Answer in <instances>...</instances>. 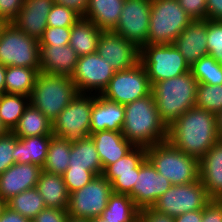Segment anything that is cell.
Wrapping results in <instances>:
<instances>
[{
    "label": "cell",
    "mask_w": 222,
    "mask_h": 222,
    "mask_svg": "<svg viewBox=\"0 0 222 222\" xmlns=\"http://www.w3.org/2000/svg\"><path fill=\"white\" fill-rule=\"evenodd\" d=\"M167 140L183 153L200 160L219 141L216 114L191 108L168 127Z\"/></svg>",
    "instance_id": "obj_1"
},
{
    "label": "cell",
    "mask_w": 222,
    "mask_h": 222,
    "mask_svg": "<svg viewBox=\"0 0 222 222\" xmlns=\"http://www.w3.org/2000/svg\"><path fill=\"white\" fill-rule=\"evenodd\" d=\"M122 135L134 146L149 148L167 140L168 127L160 118L152 92L124 105Z\"/></svg>",
    "instance_id": "obj_2"
},
{
    "label": "cell",
    "mask_w": 222,
    "mask_h": 222,
    "mask_svg": "<svg viewBox=\"0 0 222 222\" xmlns=\"http://www.w3.org/2000/svg\"><path fill=\"white\" fill-rule=\"evenodd\" d=\"M198 82L191 72L152 85L160 118L169 127L176 119L195 107Z\"/></svg>",
    "instance_id": "obj_3"
},
{
    "label": "cell",
    "mask_w": 222,
    "mask_h": 222,
    "mask_svg": "<svg viewBox=\"0 0 222 222\" xmlns=\"http://www.w3.org/2000/svg\"><path fill=\"white\" fill-rule=\"evenodd\" d=\"M146 159L172 185L199 180V159L183 153L168 140L146 148Z\"/></svg>",
    "instance_id": "obj_4"
},
{
    "label": "cell",
    "mask_w": 222,
    "mask_h": 222,
    "mask_svg": "<svg viewBox=\"0 0 222 222\" xmlns=\"http://www.w3.org/2000/svg\"><path fill=\"white\" fill-rule=\"evenodd\" d=\"M78 93L71 77L39 72L30 95V104L53 121Z\"/></svg>",
    "instance_id": "obj_5"
},
{
    "label": "cell",
    "mask_w": 222,
    "mask_h": 222,
    "mask_svg": "<svg viewBox=\"0 0 222 222\" xmlns=\"http://www.w3.org/2000/svg\"><path fill=\"white\" fill-rule=\"evenodd\" d=\"M192 21L178 0H152L148 44H173Z\"/></svg>",
    "instance_id": "obj_6"
},
{
    "label": "cell",
    "mask_w": 222,
    "mask_h": 222,
    "mask_svg": "<svg viewBox=\"0 0 222 222\" xmlns=\"http://www.w3.org/2000/svg\"><path fill=\"white\" fill-rule=\"evenodd\" d=\"M0 64L35 68L40 72L38 40L18 30L12 23H5L0 29Z\"/></svg>",
    "instance_id": "obj_7"
},
{
    "label": "cell",
    "mask_w": 222,
    "mask_h": 222,
    "mask_svg": "<svg viewBox=\"0 0 222 222\" xmlns=\"http://www.w3.org/2000/svg\"><path fill=\"white\" fill-rule=\"evenodd\" d=\"M140 62L147 72L151 86L190 71V66L174 44L144 45L140 49Z\"/></svg>",
    "instance_id": "obj_8"
},
{
    "label": "cell",
    "mask_w": 222,
    "mask_h": 222,
    "mask_svg": "<svg viewBox=\"0 0 222 222\" xmlns=\"http://www.w3.org/2000/svg\"><path fill=\"white\" fill-rule=\"evenodd\" d=\"M95 94L78 93L52 121L54 136L70 143L90 136V122Z\"/></svg>",
    "instance_id": "obj_9"
},
{
    "label": "cell",
    "mask_w": 222,
    "mask_h": 222,
    "mask_svg": "<svg viewBox=\"0 0 222 222\" xmlns=\"http://www.w3.org/2000/svg\"><path fill=\"white\" fill-rule=\"evenodd\" d=\"M211 199L200 179L193 183L172 185L152 205L155 211L176 217L195 210H202Z\"/></svg>",
    "instance_id": "obj_10"
},
{
    "label": "cell",
    "mask_w": 222,
    "mask_h": 222,
    "mask_svg": "<svg viewBox=\"0 0 222 222\" xmlns=\"http://www.w3.org/2000/svg\"><path fill=\"white\" fill-rule=\"evenodd\" d=\"M112 193L111 183L97 175L83 188L70 193L67 212L71 217L88 220L101 216Z\"/></svg>",
    "instance_id": "obj_11"
},
{
    "label": "cell",
    "mask_w": 222,
    "mask_h": 222,
    "mask_svg": "<svg viewBox=\"0 0 222 222\" xmlns=\"http://www.w3.org/2000/svg\"><path fill=\"white\" fill-rule=\"evenodd\" d=\"M147 72L139 62L130 69L116 71L102 96L119 104H128L151 93Z\"/></svg>",
    "instance_id": "obj_12"
},
{
    "label": "cell",
    "mask_w": 222,
    "mask_h": 222,
    "mask_svg": "<svg viewBox=\"0 0 222 222\" xmlns=\"http://www.w3.org/2000/svg\"><path fill=\"white\" fill-rule=\"evenodd\" d=\"M116 71L97 52L78 58L72 80L79 93L102 94Z\"/></svg>",
    "instance_id": "obj_13"
},
{
    "label": "cell",
    "mask_w": 222,
    "mask_h": 222,
    "mask_svg": "<svg viewBox=\"0 0 222 222\" xmlns=\"http://www.w3.org/2000/svg\"><path fill=\"white\" fill-rule=\"evenodd\" d=\"M152 0H125L118 24L113 32L139 49L148 44Z\"/></svg>",
    "instance_id": "obj_14"
},
{
    "label": "cell",
    "mask_w": 222,
    "mask_h": 222,
    "mask_svg": "<svg viewBox=\"0 0 222 222\" xmlns=\"http://www.w3.org/2000/svg\"><path fill=\"white\" fill-rule=\"evenodd\" d=\"M96 52L115 71L130 69L140 62V49L113 31H102Z\"/></svg>",
    "instance_id": "obj_15"
},
{
    "label": "cell",
    "mask_w": 222,
    "mask_h": 222,
    "mask_svg": "<svg viewBox=\"0 0 222 222\" xmlns=\"http://www.w3.org/2000/svg\"><path fill=\"white\" fill-rule=\"evenodd\" d=\"M146 158V148L134 147L117 162L108 165L103 176L111 183L114 193L129 195L139 175V164Z\"/></svg>",
    "instance_id": "obj_16"
},
{
    "label": "cell",
    "mask_w": 222,
    "mask_h": 222,
    "mask_svg": "<svg viewBox=\"0 0 222 222\" xmlns=\"http://www.w3.org/2000/svg\"><path fill=\"white\" fill-rule=\"evenodd\" d=\"M171 186L170 181L157 173L154 166L145 158L139 164V175L129 196L139 209L152 207Z\"/></svg>",
    "instance_id": "obj_17"
},
{
    "label": "cell",
    "mask_w": 222,
    "mask_h": 222,
    "mask_svg": "<svg viewBox=\"0 0 222 222\" xmlns=\"http://www.w3.org/2000/svg\"><path fill=\"white\" fill-rule=\"evenodd\" d=\"M42 168L36 164L14 163L0 174V197L5 201L36 187Z\"/></svg>",
    "instance_id": "obj_18"
},
{
    "label": "cell",
    "mask_w": 222,
    "mask_h": 222,
    "mask_svg": "<svg viewBox=\"0 0 222 222\" xmlns=\"http://www.w3.org/2000/svg\"><path fill=\"white\" fill-rule=\"evenodd\" d=\"M53 0H24L17 17L11 22L18 30L39 41L47 28V16Z\"/></svg>",
    "instance_id": "obj_19"
},
{
    "label": "cell",
    "mask_w": 222,
    "mask_h": 222,
    "mask_svg": "<svg viewBox=\"0 0 222 222\" xmlns=\"http://www.w3.org/2000/svg\"><path fill=\"white\" fill-rule=\"evenodd\" d=\"M174 46L191 67L203 56L208 55L207 19L193 20L175 39Z\"/></svg>",
    "instance_id": "obj_20"
},
{
    "label": "cell",
    "mask_w": 222,
    "mask_h": 222,
    "mask_svg": "<svg viewBox=\"0 0 222 222\" xmlns=\"http://www.w3.org/2000/svg\"><path fill=\"white\" fill-rule=\"evenodd\" d=\"M40 47V72L72 77L79 56L70 45Z\"/></svg>",
    "instance_id": "obj_21"
},
{
    "label": "cell",
    "mask_w": 222,
    "mask_h": 222,
    "mask_svg": "<svg viewBox=\"0 0 222 222\" xmlns=\"http://www.w3.org/2000/svg\"><path fill=\"white\" fill-rule=\"evenodd\" d=\"M199 179L211 200H222V141L199 160Z\"/></svg>",
    "instance_id": "obj_22"
},
{
    "label": "cell",
    "mask_w": 222,
    "mask_h": 222,
    "mask_svg": "<svg viewBox=\"0 0 222 222\" xmlns=\"http://www.w3.org/2000/svg\"><path fill=\"white\" fill-rule=\"evenodd\" d=\"M124 115L123 104L108 100L101 94L95 95L91 112L90 134L105 130L121 132Z\"/></svg>",
    "instance_id": "obj_23"
},
{
    "label": "cell",
    "mask_w": 222,
    "mask_h": 222,
    "mask_svg": "<svg viewBox=\"0 0 222 222\" xmlns=\"http://www.w3.org/2000/svg\"><path fill=\"white\" fill-rule=\"evenodd\" d=\"M102 163L103 170L127 155L134 146L117 131H99L90 134Z\"/></svg>",
    "instance_id": "obj_24"
},
{
    "label": "cell",
    "mask_w": 222,
    "mask_h": 222,
    "mask_svg": "<svg viewBox=\"0 0 222 222\" xmlns=\"http://www.w3.org/2000/svg\"><path fill=\"white\" fill-rule=\"evenodd\" d=\"M125 0H89L83 18L102 31H113L119 22Z\"/></svg>",
    "instance_id": "obj_25"
},
{
    "label": "cell",
    "mask_w": 222,
    "mask_h": 222,
    "mask_svg": "<svg viewBox=\"0 0 222 222\" xmlns=\"http://www.w3.org/2000/svg\"><path fill=\"white\" fill-rule=\"evenodd\" d=\"M36 188L46 207L67 209L70 194L62 175L51 174L42 170Z\"/></svg>",
    "instance_id": "obj_26"
},
{
    "label": "cell",
    "mask_w": 222,
    "mask_h": 222,
    "mask_svg": "<svg viewBox=\"0 0 222 222\" xmlns=\"http://www.w3.org/2000/svg\"><path fill=\"white\" fill-rule=\"evenodd\" d=\"M53 135L18 138L13 152V160L17 164H36L44 166L50 140Z\"/></svg>",
    "instance_id": "obj_27"
},
{
    "label": "cell",
    "mask_w": 222,
    "mask_h": 222,
    "mask_svg": "<svg viewBox=\"0 0 222 222\" xmlns=\"http://www.w3.org/2000/svg\"><path fill=\"white\" fill-rule=\"evenodd\" d=\"M102 33L92 21L81 17L72 27L69 45L77 55L95 53L99 37Z\"/></svg>",
    "instance_id": "obj_28"
},
{
    "label": "cell",
    "mask_w": 222,
    "mask_h": 222,
    "mask_svg": "<svg viewBox=\"0 0 222 222\" xmlns=\"http://www.w3.org/2000/svg\"><path fill=\"white\" fill-rule=\"evenodd\" d=\"M87 169L96 176L103 174V167L91 136L72 143L69 167Z\"/></svg>",
    "instance_id": "obj_29"
},
{
    "label": "cell",
    "mask_w": 222,
    "mask_h": 222,
    "mask_svg": "<svg viewBox=\"0 0 222 222\" xmlns=\"http://www.w3.org/2000/svg\"><path fill=\"white\" fill-rule=\"evenodd\" d=\"M12 133L18 138L53 135L52 121L29 104Z\"/></svg>",
    "instance_id": "obj_30"
},
{
    "label": "cell",
    "mask_w": 222,
    "mask_h": 222,
    "mask_svg": "<svg viewBox=\"0 0 222 222\" xmlns=\"http://www.w3.org/2000/svg\"><path fill=\"white\" fill-rule=\"evenodd\" d=\"M139 208L129 195L112 193L101 214L108 222H138Z\"/></svg>",
    "instance_id": "obj_31"
},
{
    "label": "cell",
    "mask_w": 222,
    "mask_h": 222,
    "mask_svg": "<svg viewBox=\"0 0 222 222\" xmlns=\"http://www.w3.org/2000/svg\"><path fill=\"white\" fill-rule=\"evenodd\" d=\"M38 73L35 68L6 67L4 93L30 97Z\"/></svg>",
    "instance_id": "obj_32"
},
{
    "label": "cell",
    "mask_w": 222,
    "mask_h": 222,
    "mask_svg": "<svg viewBox=\"0 0 222 222\" xmlns=\"http://www.w3.org/2000/svg\"><path fill=\"white\" fill-rule=\"evenodd\" d=\"M71 148L72 143L53 135L42 170L51 174L62 175L69 167Z\"/></svg>",
    "instance_id": "obj_33"
},
{
    "label": "cell",
    "mask_w": 222,
    "mask_h": 222,
    "mask_svg": "<svg viewBox=\"0 0 222 222\" xmlns=\"http://www.w3.org/2000/svg\"><path fill=\"white\" fill-rule=\"evenodd\" d=\"M30 104V97L24 95H0V120L8 132H12Z\"/></svg>",
    "instance_id": "obj_34"
},
{
    "label": "cell",
    "mask_w": 222,
    "mask_h": 222,
    "mask_svg": "<svg viewBox=\"0 0 222 222\" xmlns=\"http://www.w3.org/2000/svg\"><path fill=\"white\" fill-rule=\"evenodd\" d=\"M7 207L29 220H33L39 212L46 208L44 200L36 187L11 197L7 200Z\"/></svg>",
    "instance_id": "obj_35"
},
{
    "label": "cell",
    "mask_w": 222,
    "mask_h": 222,
    "mask_svg": "<svg viewBox=\"0 0 222 222\" xmlns=\"http://www.w3.org/2000/svg\"><path fill=\"white\" fill-rule=\"evenodd\" d=\"M190 72L198 83L222 84V65L210 55L203 56L194 63Z\"/></svg>",
    "instance_id": "obj_36"
},
{
    "label": "cell",
    "mask_w": 222,
    "mask_h": 222,
    "mask_svg": "<svg viewBox=\"0 0 222 222\" xmlns=\"http://www.w3.org/2000/svg\"><path fill=\"white\" fill-rule=\"evenodd\" d=\"M195 107L216 115L222 111V84H203L197 86Z\"/></svg>",
    "instance_id": "obj_37"
},
{
    "label": "cell",
    "mask_w": 222,
    "mask_h": 222,
    "mask_svg": "<svg viewBox=\"0 0 222 222\" xmlns=\"http://www.w3.org/2000/svg\"><path fill=\"white\" fill-rule=\"evenodd\" d=\"M208 55L222 65V20L207 19Z\"/></svg>",
    "instance_id": "obj_38"
},
{
    "label": "cell",
    "mask_w": 222,
    "mask_h": 222,
    "mask_svg": "<svg viewBox=\"0 0 222 222\" xmlns=\"http://www.w3.org/2000/svg\"><path fill=\"white\" fill-rule=\"evenodd\" d=\"M81 17L64 5L53 4L47 16L49 27H72Z\"/></svg>",
    "instance_id": "obj_39"
},
{
    "label": "cell",
    "mask_w": 222,
    "mask_h": 222,
    "mask_svg": "<svg viewBox=\"0 0 222 222\" xmlns=\"http://www.w3.org/2000/svg\"><path fill=\"white\" fill-rule=\"evenodd\" d=\"M62 177L70 194L83 188L86 184L93 180L96 175L87 169L67 168V170L62 174Z\"/></svg>",
    "instance_id": "obj_40"
},
{
    "label": "cell",
    "mask_w": 222,
    "mask_h": 222,
    "mask_svg": "<svg viewBox=\"0 0 222 222\" xmlns=\"http://www.w3.org/2000/svg\"><path fill=\"white\" fill-rule=\"evenodd\" d=\"M71 27H49L44 30L39 39V45L63 46L69 45Z\"/></svg>",
    "instance_id": "obj_41"
},
{
    "label": "cell",
    "mask_w": 222,
    "mask_h": 222,
    "mask_svg": "<svg viewBox=\"0 0 222 222\" xmlns=\"http://www.w3.org/2000/svg\"><path fill=\"white\" fill-rule=\"evenodd\" d=\"M17 144V137L12 132L0 136V174L12 166L13 152Z\"/></svg>",
    "instance_id": "obj_42"
},
{
    "label": "cell",
    "mask_w": 222,
    "mask_h": 222,
    "mask_svg": "<svg viewBox=\"0 0 222 222\" xmlns=\"http://www.w3.org/2000/svg\"><path fill=\"white\" fill-rule=\"evenodd\" d=\"M193 20L207 19V0H178Z\"/></svg>",
    "instance_id": "obj_43"
},
{
    "label": "cell",
    "mask_w": 222,
    "mask_h": 222,
    "mask_svg": "<svg viewBox=\"0 0 222 222\" xmlns=\"http://www.w3.org/2000/svg\"><path fill=\"white\" fill-rule=\"evenodd\" d=\"M24 0H0V19L11 23L20 12Z\"/></svg>",
    "instance_id": "obj_44"
},
{
    "label": "cell",
    "mask_w": 222,
    "mask_h": 222,
    "mask_svg": "<svg viewBox=\"0 0 222 222\" xmlns=\"http://www.w3.org/2000/svg\"><path fill=\"white\" fill-rule=\"evenodd\" d=\"M69 214L67 209L44 208L33 219L34 222H67Z\"/></svg>",
    "instance_id": "obj_45"
},
{
    "label": "cell",
    "mask_w": 222,
    "mask_h": 222,
    "mask_svg": "<svg viewBox=\"0 0 222 222\" xmlns=\"http://www.w3.org/2000/svg\"><path fill=\"white\" fill-rule=\"evenodd\" d=\"M202 222H222V200H211L203 208Z\"/></svg>",
    "instance_id": "obj_46"
},
{
    "label": "cell",
    "mask_w": 222,
    "mask_h": 222,
    "mask_svg": "<svg viewBox=\"0 0 222 222\" xmlns=\"http://www.w3.org/2000/svg\"><path fill=\"white\" fill-rule=\"evenodd\" d=\"M138 222H175L174 217L159 213L151 207L139 209Z\"/></svg>",
    "instance_id": "obj_47"
},
{
    "label": "cell",
    "mask_w": 222,
    "mask_h": 222,
    "mask_svg": "<svg viewBox=\"0 0 222 222\" xmlns=\"http://www.w3.org/2000/svg\"><path fill=\"white\" fill-rule=\"evenodd\" d=\"M55 4L64 5L83 17L88 9L89 0H53Z\"/></svg>",
    "instance_id": "obj_48"
},
{
    "label": "cell",
    "mask_w": 222,
    "mask_h": 222,
    "mask_svg": "<svg viewBox=\"0 0 222 222\" xmlns=\"http://www.w3.org/2000/svg\"><path fill=\"white\" fill-rule=\"evenodd\" d=\"M207 19L222 20V0H207Z\"/></svg>",
    "instance_id": "obj_49"
},
{
    "label": "cell",
    "mask_w": 222,
    "mask_h": 222,
    "mask_svg": "<svg viewBox=\"0 0 222 222\" xmlns=\"http://www.w3.org/2000/svg\"><path fill=\"white\" fill-rule=\"evenodd\" d=\"M30 220L26 217H23L16 211L12 210L9 207H6L3 214L0 217V222H29Z\"/></svg>",
    "instance_id": "obj_50"
},
{
    "label": "cell",
    "mask_w": 222,
    "mask_h": 222,
    "mask_svg": "<svg viewBox=\"0 0 222 222\" xmlns=\"http://www.w3.org/2000/svg\"><path fill=\"white\" fill-rule=\"evenodd\" d=\"M203 209L183 213L174 217L175 222H202Z\"/></svg>",
    "instance_id": "obj_51"
},
{
    "label": "cell",
    "mask_w": 222,
    "mask_h": 222,
    "mask_svg": "<svg viewBox=\"0 0 222 222\" xmlns=\"http://www.w3.org/2000/svg\"><path fill=\"white\" fill-rule=\"evenodd\" d=\"M6 66L0 64V95L4 93Z\"/></svg>",
    "instance_id": "obj_52"
},
{
    "label": "cell",
    "mask_w": 222,
    "mask_h": 222,
    "mask_svg": "<svg viewBox=\"0 0 222 222\" xmlns=\"http://www.w3.org/2000/svg\"><path fill=\"white\" fill-rule=\"evenodd\" d=\"M217 132L218 138L222 141V111L219 112L217 115Z\"/></svg>",
    "instance_id": "obj_53"
},
{
    "label": "cell",
    "mask_w": 222,
    "mask_h": 222,
    "mask_svg": "<svg viewBox=\"0 0 222 222\" xmlns=\"http://www.w3.org/2000/svg\"><path fill=\"white\" fill-rule=\"evenodd\" d=\"M6 207H7V201H5L0 197V217L3 214Z\"/></svg>",
    "instance_id": "obj_54"
},
{
    "label": "cell",
    "mask_w": 222,
    "mask_h": 222,
    "mask_svg": "<svg viewBox=\"0 0 222 222\" xmlns=\"http://www.w3.org/2000/svg\"><path fill=\"white\" fill-rule=\"evenodd\" d=\"M67 222H89L88 219L74 218L69 216Z\"/></svg>",
    "instance_id": "obj_55"
},
{
    "label": "cell",
    "mask_w": 222,
    "mask_h": 222,
    "mask_svg": "<svg viewBox=\"0 0 222 222\" xmlns=\"http://www.w3.org/2000/svg\"><path fill=\"white\" fill-rule=\"evenodd\" d=\"M89 222H108L107 219H102L100 216L89 219Z\"/></svg>",
    "instance_id": "obj_56"
},
{
    "label": "cell",
    "mask_w": 222,
    "mask_h": 222,
    "mask_svg": "<svg viewBox=\"0 0 222 222\" xmlns=\"http://www.w3.org/2000/svg\"><path fill=\"white\" fill-rule=\"evenodd\" d=\"M8 131L6 130V128L3 126L1 120H0V136H3L4 134H6Z\"/></svg>",
    "instance_id": "obj_57"
},
{
    "label": "cell",
    "mask_w": 222,
    "mask_h": 222,
    "mask_svg": "<svg viewBox=\"0 0 222 222\" xmlns=\"http://www.w3.org/2000/svg\"><path fill=\"white\" fill-rule=\"evenodd\" d=\"M5 23L0 19V29Z\"/></svg>",
    "instance_id": "obj_58"
}]
</instances>
